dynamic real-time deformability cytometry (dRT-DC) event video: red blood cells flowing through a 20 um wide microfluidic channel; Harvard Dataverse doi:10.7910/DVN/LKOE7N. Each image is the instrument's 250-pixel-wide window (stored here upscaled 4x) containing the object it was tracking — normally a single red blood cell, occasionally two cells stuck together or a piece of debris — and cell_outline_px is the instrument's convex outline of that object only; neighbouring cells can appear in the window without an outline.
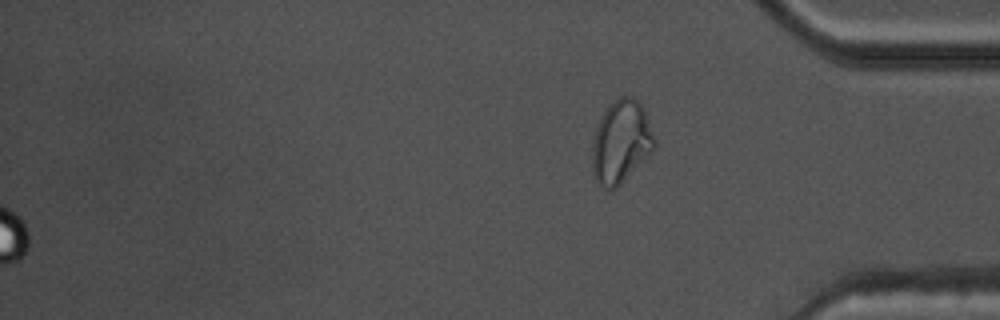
{"species": "common noctule bat (a hibernating species)", "species_latin": "Nyctalus noctula", "temperature_condition": "warm", "stored_images_in_passage": 48, "segment_of_instrument_passage": [2, 2], "camera_frame_rate_fps": 3000, "um_per_image_px": 0.085, "animal": {"sex": "male", "body_mass_g": 17.5, "forearm_length_mm": 52.3}, "frame": {"image": 1, "passage_image": 48, "time_ms": 15.667, "image_size_px": [1000, 320], "cell_outline_px": [[656, 148], [612, 192], [604, 188], [596, 180], [592, 172], [592, 144], [600, 120], [604, 112], [620, 96], [632, 96], [640, 100], [644, 108], [656, 140]], "centroid_in_image_um": [52.81, 12.07], "position_along_channel_um": 382.4, "area_um2": 30.0}}